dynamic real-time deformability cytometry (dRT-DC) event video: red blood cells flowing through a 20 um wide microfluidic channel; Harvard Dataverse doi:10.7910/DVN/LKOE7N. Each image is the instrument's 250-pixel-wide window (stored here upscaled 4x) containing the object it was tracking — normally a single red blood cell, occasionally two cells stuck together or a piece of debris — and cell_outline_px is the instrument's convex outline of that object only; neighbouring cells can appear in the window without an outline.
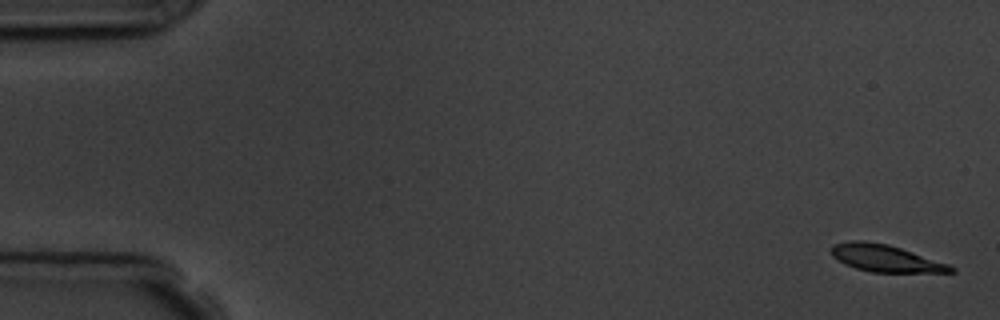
{"species": "common noctule bat (a hibernating species)", "species_latin": "Nyctalus noctula", "temperature_condition": "room temperature", "stored_images_in_passage": 4, "camera_frame_rate_fps": 3000, "um_per_image_px": 0.085, "animal": {"sex": "male", "body_mass_g": 19.5, "forearm_length_mm": 54.6}, "frame": {"image": 1, "passage_image": 1, "time_ms": 0.0, "image_size_px": [1000, 320], "cell_outline_px": [[956, 272], [872, 272], [856, 268], [844, 264], [832, 256], [832, 244], [852, 240], [864, 240], [888, 244], [948, 264], [956, 268]], "centroid_in_image_um": [75.24, 21.95], "position_along_channel_um": 9.8, "area_um2": 18.67}}